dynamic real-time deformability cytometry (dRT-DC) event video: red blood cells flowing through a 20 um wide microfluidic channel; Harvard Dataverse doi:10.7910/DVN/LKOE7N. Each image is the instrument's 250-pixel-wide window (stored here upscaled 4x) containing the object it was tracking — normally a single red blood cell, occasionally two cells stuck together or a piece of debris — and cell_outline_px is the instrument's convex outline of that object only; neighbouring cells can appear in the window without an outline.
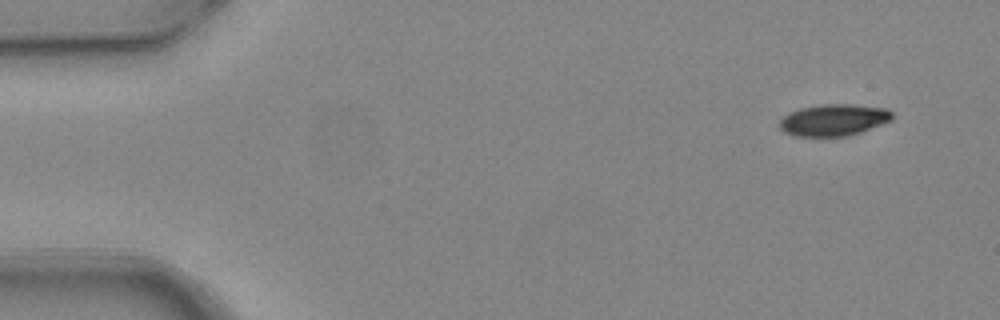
{"species": "common noctule bat (a hibernating species)", "species_latin": "Nyctalus noctula", "temperature_condition": "warm", "stored_images_in_passage": 6, "camera_frame_rate_fps": 3000, "um_per_image_px": 0.085, "animal": {"sex": "female", "body_mass_g": 24.6, "forearm_length_mm": 56.2}, "frame": {"image": 1, "passage_image": 1, "time_ms": 0.0, "image_size_px": [1000, 320], "cell_outline_px": [[892, 120], [860, 132], [848, 136], [792, 136], [784, 132], [780, 128], [780, 120], [788, 112], [800, 108], [820, 104], [852, 104], [888, 108], [892, 112]], "centroid_in_image_um": [70.85, 10.19], "position_along_channel_um": 14.1, "area_um2": 20.92}}
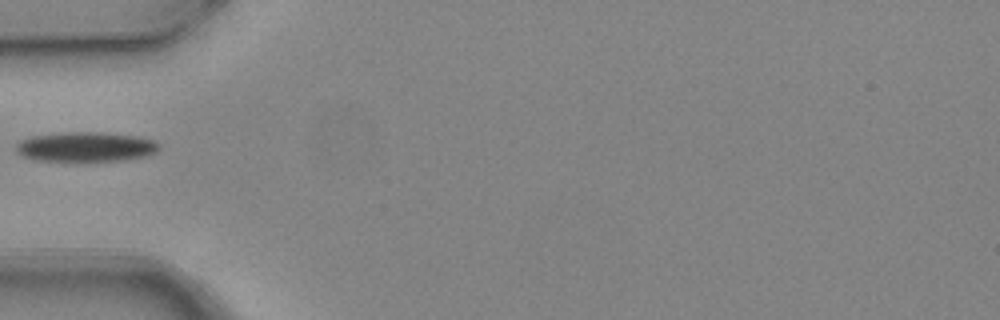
{"frame": {"image": 2, "passage_image": 5, "time_ms": 1.333, "image_size_px": [1000, 320], "cell_outline_px": [[160, 148], [156, 152], [148, 156], [124, 160], [36, 160], [24, 156], [16, 152], [16, 144], [20, 140], [32, 136], [64, 132], [100, 132], [140, 136], [156, 140], [160, 144]], "centroid_in_image_um": [7.35, 12.46], "position_along_channel_um": 77.6, "area_um2": 24.8}}
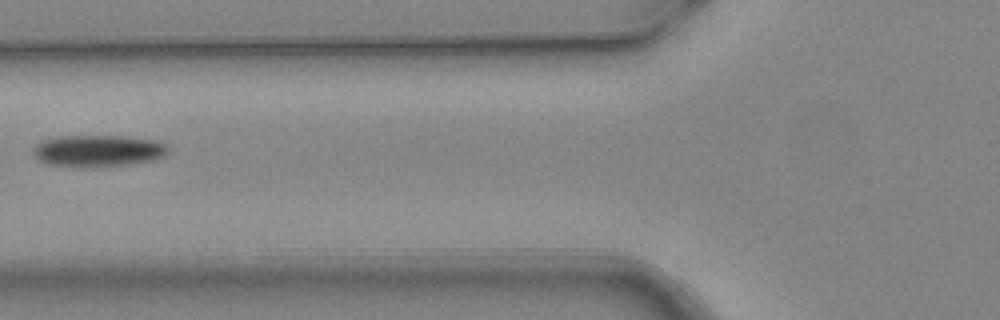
{"frame": {"image": 3, "passage_image": 6, "time_ms": 1.667, "image_size_px": [1000, 320], "cell_outline_px": [[168, 152], [164, 156], [152, 160], [124, 164], [48, 164], [40, 160], [32, 152], [32, 148], [40, 140], [56, 136], [124, 136], [156, 140], [168, 144]], "centroid_in_image_um": [8.35, 12.75], "position_along_channel_um": 117.4, "area_um2": 24.04}}